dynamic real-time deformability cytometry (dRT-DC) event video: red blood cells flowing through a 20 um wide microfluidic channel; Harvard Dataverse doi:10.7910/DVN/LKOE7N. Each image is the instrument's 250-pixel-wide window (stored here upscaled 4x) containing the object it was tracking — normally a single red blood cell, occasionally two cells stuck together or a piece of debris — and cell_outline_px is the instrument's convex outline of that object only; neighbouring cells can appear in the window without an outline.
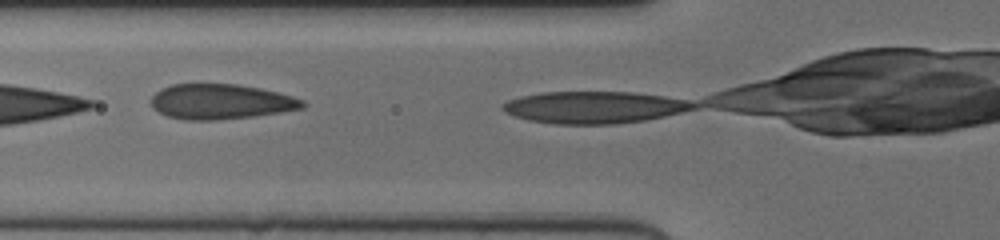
{"species": "human", "species_latin": "Homo sapiens", "temperature_condition": "cold", "stored_images_in_passage": 6, "camera_frame_rate_fps": 3000, "um_per_image_px": 0.085, "donor": {"sex": "female"}, "frame": {"image": 1, "passage_image": 4, "time_ms": 1.0, "image_size_px": [1000, 240], "cell_outline_px": [[308, 104], [304, 108], [280, 112], [252, 116], [216, 120], [184, 120], [168, 116], [152, 108], [152, 96], [160, 88], [172, 84], [236, 84], [260, 88], [292, 96], [304, 100]], "centroid_in_image_um": [18.77, 8.64], "position_along_channel_um": 107.0, "area_um2": 30.98}}